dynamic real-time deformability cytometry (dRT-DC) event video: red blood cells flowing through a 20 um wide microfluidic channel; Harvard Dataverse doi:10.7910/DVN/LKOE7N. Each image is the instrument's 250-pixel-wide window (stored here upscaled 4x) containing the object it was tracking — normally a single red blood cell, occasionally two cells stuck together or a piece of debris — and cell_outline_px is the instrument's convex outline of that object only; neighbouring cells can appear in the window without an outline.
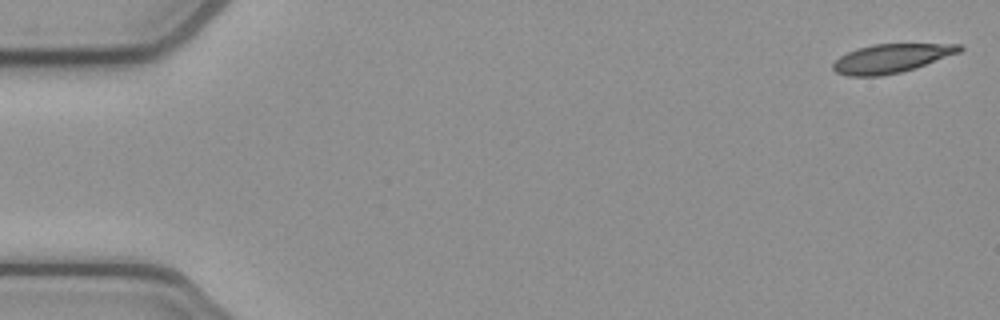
{"species": "common noctule bat (a hibernating species)", "species_latin": "Nyctalus noctula", "temperature_condition": "cold", "stored_images_in_passage": 52, "camera_frame_rate_fps": 3000, "um_per_image_px": 0.085, "animal": {"sex": "female", "body_mass_g": 21.9}, "frame": {"image": 1, "passage_image": 1, "time_ms": 0.0, "image_size_px": [1000, 320], "cell_outline_px": [[964, 48], [960, 52], [916, 68], [900, 72], [880, 76], [848, 76], [836, 72], [832, 68], [832, 64], [840, 56], [848, 52], [872, 44], [960, 44]], "centroid_in_image_um": [75.76, 4.96], "position_along_channel_um": 9.2, "area_um2": 21.1}}
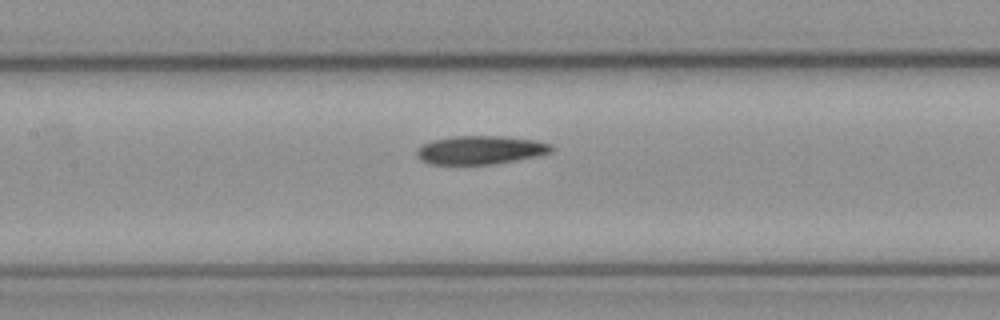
{"frame": {"image": 2, "passage_image": 24, "time_ms": 7.667, "image_size_px": [1000, 320], "cell_outline_px": [[556, 148], [552, 152], [536, 156], [516, 160], [492, 164], [432, 164], [420, 160], [416, 156], [416, 152], [424, 144], [432, 140], [452, 136], [500, 136], [536, 140], [552, 144]], "centroid_in_image_um": [40.87, 12.74], "position_along_channel_um": 166.5, "area_um2": 22.37}}
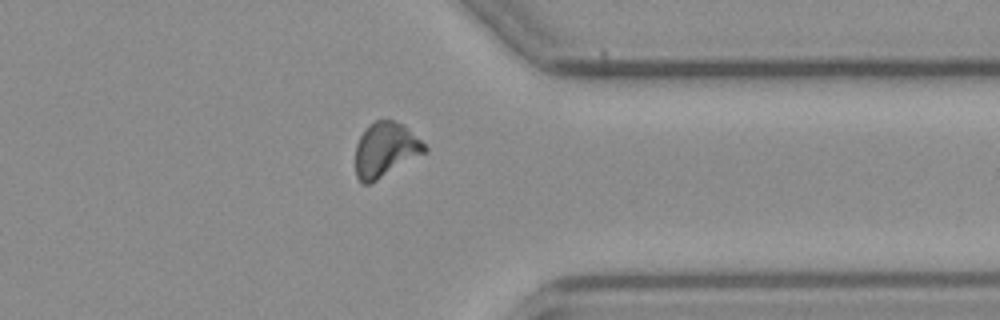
{"frame": {"image": 3, "passage_image": 41, "time_ms": 13.333, "image_size_px": [1000, 320], "cell_outline_px": [[428, 152], [376, 180], [368, 184], [364, 184], [356, 176], [356, 144], [364, 128], [368, 124], [376, 120], [392, 120], [400, 124], [420, 140], [428, 148]], "centroid_in_image_um": [32.75, 12.73], "position_along_channel_um": 378.7, "area_um2": 21.73}, "authors_computed_cell_mechanics": {"area_um2": 22.0507, "velocity_mm_per_s": 3.8686, "shape_relaxation_time_tau1_ms": 10.6748, "shape_relaxation_time_tau2_ms": null, "deformation_change_tau1": 0.2286, "deformation_change_tau2": null}}